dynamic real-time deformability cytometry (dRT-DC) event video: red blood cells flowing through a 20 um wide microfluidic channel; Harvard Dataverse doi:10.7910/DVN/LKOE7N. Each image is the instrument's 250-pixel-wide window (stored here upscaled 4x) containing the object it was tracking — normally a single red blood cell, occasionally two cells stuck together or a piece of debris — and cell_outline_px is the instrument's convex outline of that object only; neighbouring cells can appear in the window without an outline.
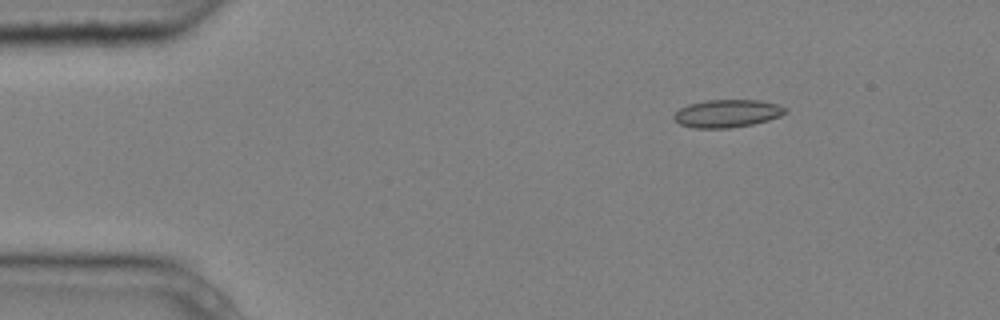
{"species": "common noctule bat (a hibernating species)", "species_latin": "Nyctalus noctula", "temperature_condition": "cold", "stored_images_in_passage": 4, "camera_frame_rate_fps": 3000, "um_per_image_px": 0.085, "animal": {"sex": "male", "body_mass_g": 20.4}, "frame": {"image": 1, "passage_image": 2, "time_ms": 0.333, "image_size_px": [1000, 320], "cell_outline_px": [[788, 112], [780, 116], [768, 120], [752, 124], [728, 128], [692, 128], [680, 124], [672, 116], [680, 108], [688, 104], [708, 100], [760, 100], [776, 104], [788, 108]], "centroid_in_image_um": [61.82, 9.64], "position_along_channel_um": 23.2, "area_um2": 18.03}}